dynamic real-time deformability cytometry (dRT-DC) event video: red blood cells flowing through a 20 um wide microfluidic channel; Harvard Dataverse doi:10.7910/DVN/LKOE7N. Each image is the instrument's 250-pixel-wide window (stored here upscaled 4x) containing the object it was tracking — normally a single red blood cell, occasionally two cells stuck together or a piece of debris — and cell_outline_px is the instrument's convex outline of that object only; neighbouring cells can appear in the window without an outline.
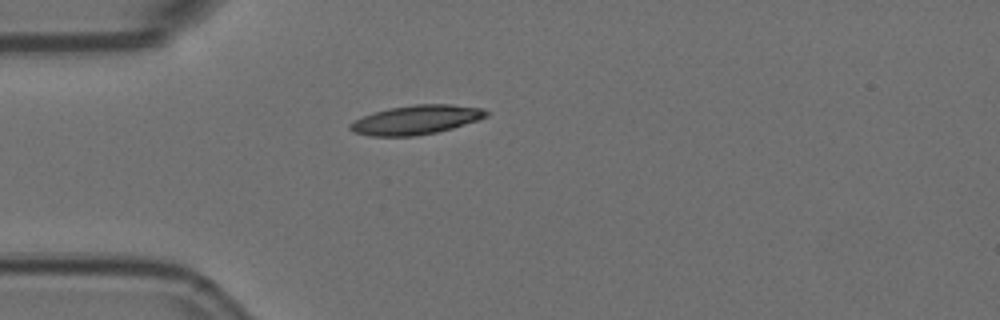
{"species": "Egyptian fruit bat (a non-hibernating species)", "species_latin": "Rousettus aegyptiacus", "temperature_condition": "room temperature", "stored_images_in_passage": 1, "camera_frame_rate_fps": 3000, "um_per_image_px": 0.085, "animal": {"sex": "female"}, "frame": {"image": 1, "passage_image": 1, "time_ms": 0.0, "image_size_px": [1000, 320], "cell_outline_px": [[488, 116], [452, 128], [436, 132], [416, 136], [368, 136], [352, 132], [348, 128], [348, 124], [372, 112], [388, 108], [416, 104], [452, 104], [484, 108], [488, 112]], "centroid_in_image_um": [35.34, 10.18], "position_along_channel_um": 49.7, "area_um2": 23.18}}